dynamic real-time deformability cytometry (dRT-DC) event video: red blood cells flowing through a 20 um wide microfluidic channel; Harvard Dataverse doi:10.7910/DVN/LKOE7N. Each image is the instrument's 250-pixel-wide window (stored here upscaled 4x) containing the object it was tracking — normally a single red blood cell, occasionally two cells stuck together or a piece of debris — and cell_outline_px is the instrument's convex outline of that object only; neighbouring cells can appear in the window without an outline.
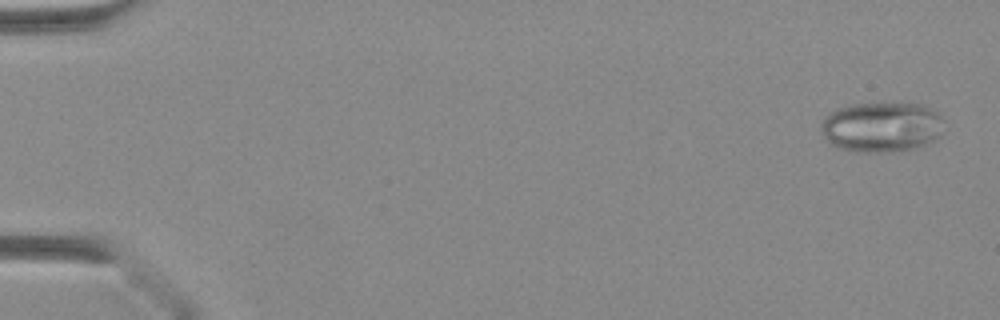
{"species": "Egyptian fruit bat (a non-hibernating species)", "species_latin": "Rousettus aegyptiacus", "temperature_condition": "warm", "stored_images_in_passage": 43, "camera_frame_rate_fps": 3000, "um_per_image_px": 0.085, "animal": {"sex": "female"}, "frame": {"image": 1, "passage_image": 2, "time_ms": 0.333, "image_size_px": [1000, 320], "cell_outline_px": [[944, 120], [940, 136], [928, 144], [916, 148], [900, 152], [856, 152], [840, 148], [828, 144], [820, 128], [820, 124], [824, 116], [828, 112], [836, 108], [852, 104], [924, 104], [940, 112]], "centroid_in_image_um": [74.95, 10.81], "position_along_channel_um": 10.1, "area_um2": 36.7}}
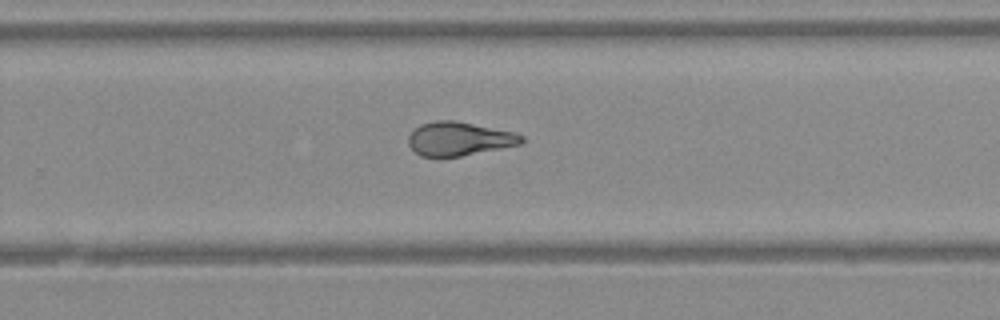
{"frame": {"image": 2, "passage_image": 29, "time_ms": 9.333, "image_size_px": [1000, 320], "cell_outline_px": [[524, 140], [520, 144], [460, 156], [420, 156], [408, 144], [408, 136], [420, 124], [436, 120], [456, 120], [516, 132], [524, 136]], "centroid_in_image_um": [39.04, 11.78], "position_along_channel_um": 290.8, "area_um2": 22.14}}
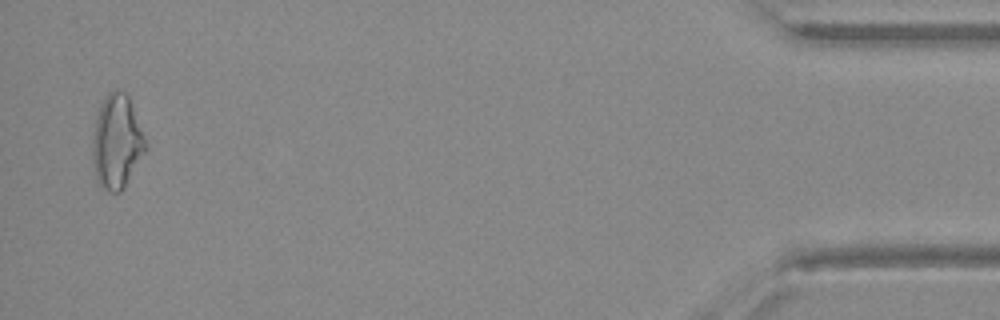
{"frame": {"image": 3, "passage_image": 42, "time_ms": 13.667, "image_size_px": [1000, 320], "cell_outline_px": [[148, 148], [124, 188], [120, 192], [108, 192], [100, 184], [96, 176], [92, 164], [92, 136], [96, 116], [100, 104], [104, 96], [112, 88], [116, 88], [124, 92], [128, 96], [148, 144]], "centroid_in_image_um": [9.92, 12.03], "position_along_channel_um": 425.3, "area_um2": 29.42}}